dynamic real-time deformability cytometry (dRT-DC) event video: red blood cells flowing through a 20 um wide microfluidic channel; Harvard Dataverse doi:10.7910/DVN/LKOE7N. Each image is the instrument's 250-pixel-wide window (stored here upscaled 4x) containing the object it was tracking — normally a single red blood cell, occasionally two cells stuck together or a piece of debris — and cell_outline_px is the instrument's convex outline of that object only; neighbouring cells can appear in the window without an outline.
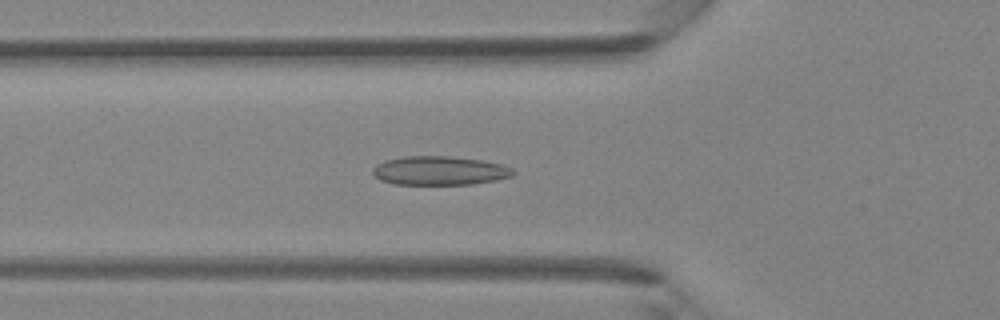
{"species": "Egyptian fruit bat (a non-hibernating species)", "species_latin": "Rousettus aegyptiacus", "temperature_condition": "room temperature", "stored_images_in_passage": 36, "camera_frame_rate_fps": 3000, "um_per_image_px": 0.085, "animal": {"sex": "female"}, "frame": {"image": 1, "passage_image": 9, "time_ms": 2.667, "image_size_px": [1000, 320], "cell_outline_px": [[516, 172], [512, 176], [496, 180], [472, 184], [396, 184], [380, 180], [372, 172], [372, 168], [376, 164], [384, 160], [404, 156], [448, 156], [480, 160], [500, 164], [512, 168]], "centroid_in_image_um": [37.35, 14.5], "position_along_channel_um": 88.5, "area_um2": 23.58}}
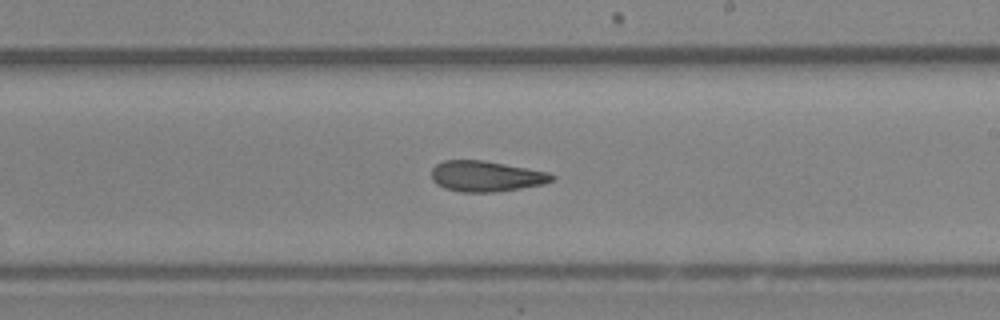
{"frame": {"image": 2, "passage_image": 19, "time_ms": 6.0, "image_size_px": [1000, 320], "cell_outline_px": [[556, 176], [552, 180], [544, 184], [520, 188], [492, 192], [460, 192], [444, 188], [436, 184], [432, 180], [432, 168], [436, 164], [444, 160], [484, 160], [548, 172]], "centroid_in_image_um": [41.29, 14.98], "position_along_channel_um": 247.7, "area_um2": 21.5}}
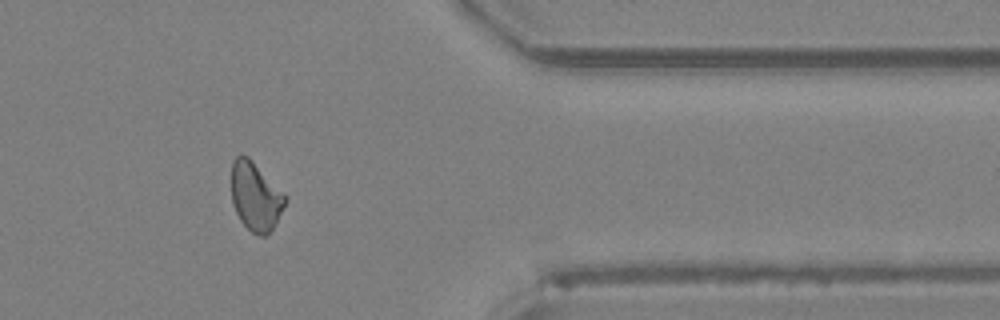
{"frame": {"image": 3, "passage_image": 29, "time_ms": 9.333, "image_size_px": [1000, 320], "cell_outline_px": [[288, 200], [272, 228], [264, 236], [260, 236], [252, 232], [240, 220], [232, 204], [232, 160], [236, 156], [248, 156], [288, 196]], "centroid_in_image_um": [21.73, 16.68], "position_along_channel_um": 389.7, "area_um2": 21.39}}